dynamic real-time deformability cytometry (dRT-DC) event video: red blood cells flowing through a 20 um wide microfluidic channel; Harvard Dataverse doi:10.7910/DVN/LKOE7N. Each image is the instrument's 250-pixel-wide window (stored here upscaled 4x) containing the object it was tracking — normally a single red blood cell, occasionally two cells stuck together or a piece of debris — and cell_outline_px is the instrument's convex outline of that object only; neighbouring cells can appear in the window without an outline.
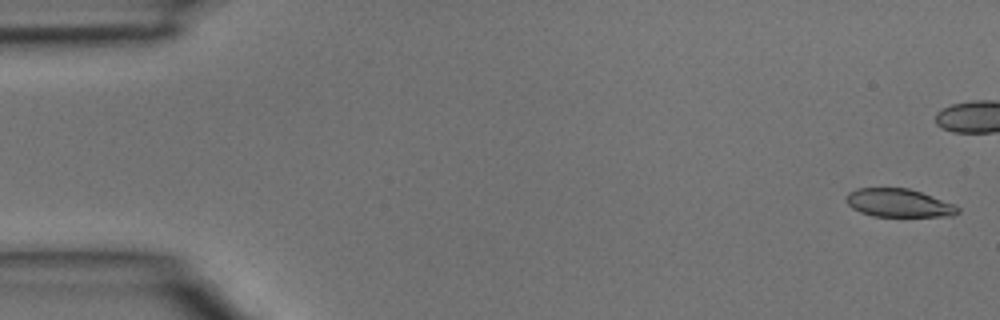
{"species": "common noctule bat (a hibernating species)", "species_latin": "Nyctalus noctula", "temperature_condition": "room temperature", "stored_images_in_passage": 5, "camera_frame_rate_fps": 3000, "um_per_image_px": 0.085, "animal": {"sex": "male", "body_mass_g": 15.6}, "frame": {"image": 1, "passage_image": 1, "time_ms": 0.0, "image_size_px": [1000, 320], "cell_outline_px": [[960, 212], [952, 216], [872, 216], [860, 212], [852, 208], [844, 200], [848, 192], [856, 188], [908, 188], [932, 196], [952, 204], [960, 208]], "centroid_in_image_um": [76.35, 17.25], "position_along_channel_um": 8.7, "area_um2": 18.32}}
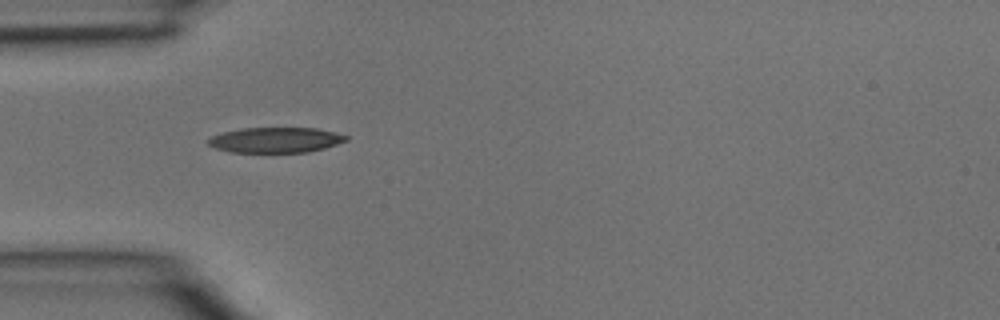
{"frame": {"image": 2, "passage_image": 5, "time_ms": 1.333, "image_size_px": [1000, 320], "cell_outline_px": [[348, 140], [324, 148], [308, 152], [228, 152], [216, 148], [208, 144], [208, 140], [212, 136], [224, 132], [244, 128], [316, 128], [348, 136]], "centroid_in_image_um": [23.42, 11.9], "position_along_channel_um": 61.6, "area_um2": 20.11}}